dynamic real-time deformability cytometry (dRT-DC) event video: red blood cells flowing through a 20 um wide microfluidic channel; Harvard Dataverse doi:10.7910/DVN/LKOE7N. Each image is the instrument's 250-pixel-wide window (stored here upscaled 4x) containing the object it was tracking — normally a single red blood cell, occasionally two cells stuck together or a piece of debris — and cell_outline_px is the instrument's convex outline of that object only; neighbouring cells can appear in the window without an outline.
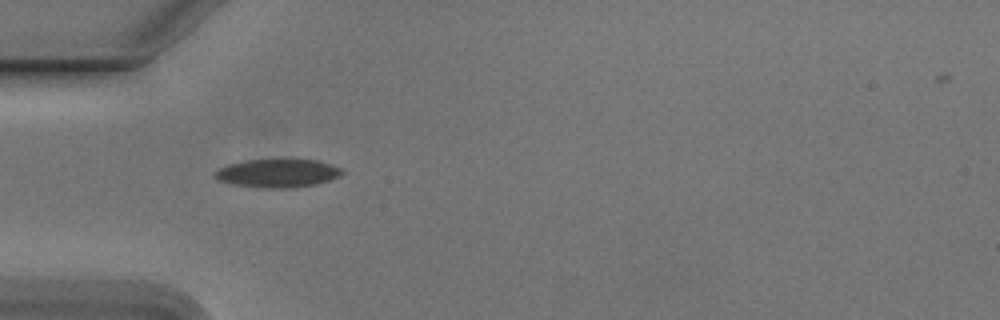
{"species": "Egyptian fruit bat (a non-hibernating species)", "species_latin": "Rousettus aegyptiacus", "temperature_condition": "cold", "stored_images_in_passage": 4, "camera_frame_rate_fps": 3000, "um_per_image_px": 0.085, "animal": {"sex": "male"}, "frame": {"image": 1, "passage_image": 1, "time_ms": 0.0, "image_size_px": [1000, 320], "cell_outline_px": [[344, 172], [340, 176], [316, 184], [296, 188], [260, 188], [232, 184], [216, 180], [212, 176], [212, 172], [228, 164], [248, 160], [316, 160], [340, 168]], "centroid_in_image_um": [23.53, 14.74], "position_along_channel_um": 61.5, "area_um2": 21.04}}
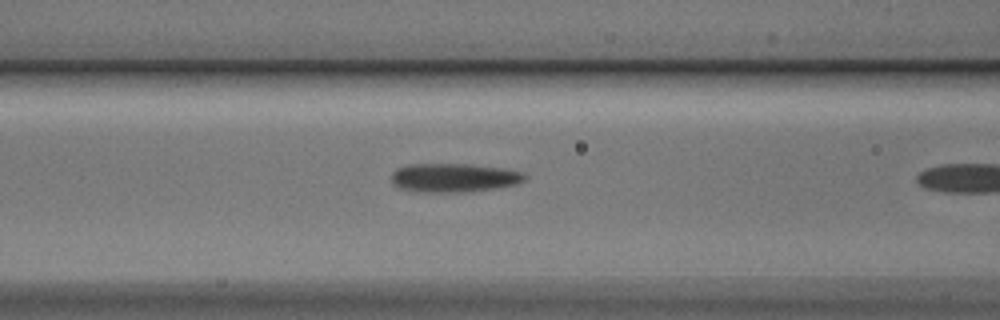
{"frame": {"image": 2, "passage_image": 3, "time_ms": 0.667, "image_size_px": [1000, 320], "cell_outline_px": [[528, 176], [524, 180], [516, 184], [496, 188], [472, 192], [416, 192], [400, 188], [392, 184], [392, 172], [396, 168], [408, 164], [468, 164], [504, 168], [524, 172]], "centroid_in_image_um": [38.58, 15.11], "position_along_channel_um": 128.0, "area_um2": 22.72}}